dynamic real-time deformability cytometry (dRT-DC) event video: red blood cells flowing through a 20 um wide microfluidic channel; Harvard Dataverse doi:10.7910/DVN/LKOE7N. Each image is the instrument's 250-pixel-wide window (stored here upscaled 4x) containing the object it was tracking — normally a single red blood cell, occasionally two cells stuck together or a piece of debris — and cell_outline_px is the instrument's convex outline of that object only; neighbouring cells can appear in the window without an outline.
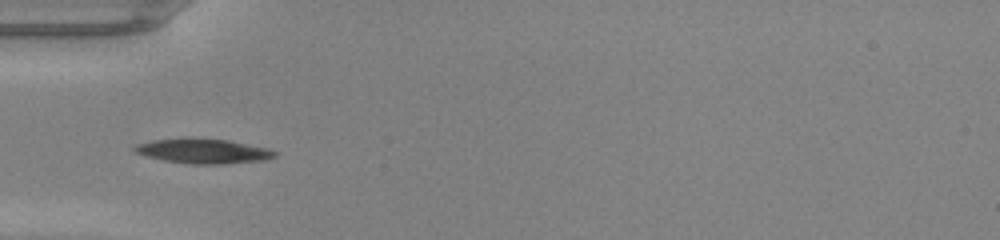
{"species": "common noctule bat (a hibernating species)", "species_latin": "Nyctalus noctula", "temperature_condition": "warm", "stored_images_in_passage": 33, "camera_frame_rate_fps": 3000, "um_per_image_px": 0.085, "animal": {"sex": "male", "body_mass_g": 20.0, "forearm_length_mm": 53.3}, "frame": {"image": 1, "passage_image": 1, "time_ms": 0.0, "image_size_px": [1000, 240], "cell_outline_px": [[276, 156], [264, 160], [224, 164], [192, 164], [164, 160], [148, 156], [136, 152], [132, 148], [136, 144], [152, 140], [184, 136], [188, 136], [228, 140], [268, 148], [276, 152]], "centroid_in_image_um": [17.25, 12.81], "position_along_channel_um": 67.8, "area_um2": 20.52}}
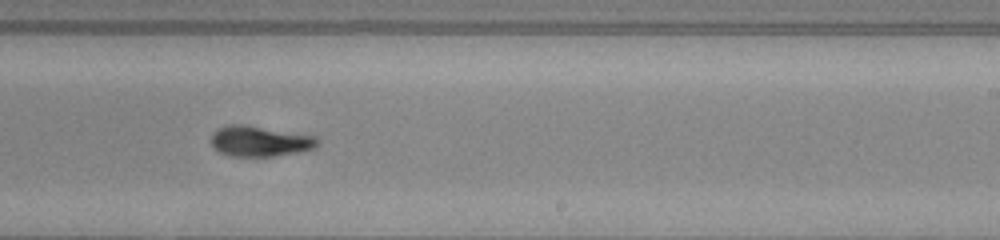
{"frame": {"image": 2, "passage_image": 15, "time_ms": 4.667, "image_size_px": [1000, 240], "cell_outline_px": [[320, 140], [316, 148], [300, 152], [272, 156], [232, 156], [220, 152], [212, 144], [212, 132], [216, 128], [228, 124], [244, 124], [316, 136]], "centroid_in_image_um": [22.11, 11.99], "position_along_channel_um": 266.9, "area_um2": 19.02}}
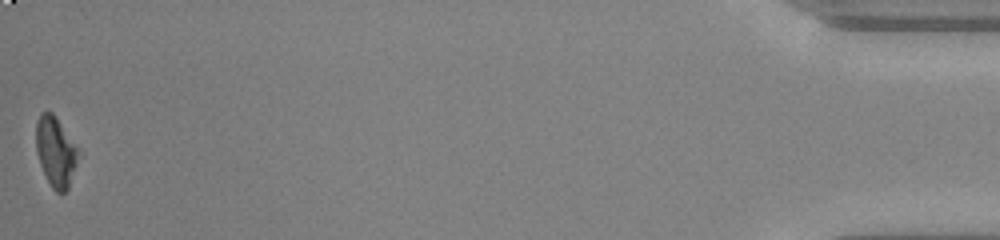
{"frame": {"image": 3, "passage_image": 33, "time_ms": 10.667, "image_size_px": [1000, 240], "cell_outline_px": [[80, 152], [68, 188], [64, 192], [56, 192], [52, 188], [40, 164], [36, 152], [36, 120], [40, 112], [52, 112], [56, 116]], "centroid_in_image_um": [4.71, 12.86], "position_along_channel_um": 430.5, "area_um2": 17.05}, "authors_computed_cell_mechanics": {"area_um2": 18.8428, "velocity_mm_per_s": 4.2843, "shape_relaxation_time_tau1_ms": 3.5961, "shape_relaxation_time_tau2_ms": 3.9501, "deformation_change_tau1": 0.1736, "deformation_change_tau2": 0.0974}}